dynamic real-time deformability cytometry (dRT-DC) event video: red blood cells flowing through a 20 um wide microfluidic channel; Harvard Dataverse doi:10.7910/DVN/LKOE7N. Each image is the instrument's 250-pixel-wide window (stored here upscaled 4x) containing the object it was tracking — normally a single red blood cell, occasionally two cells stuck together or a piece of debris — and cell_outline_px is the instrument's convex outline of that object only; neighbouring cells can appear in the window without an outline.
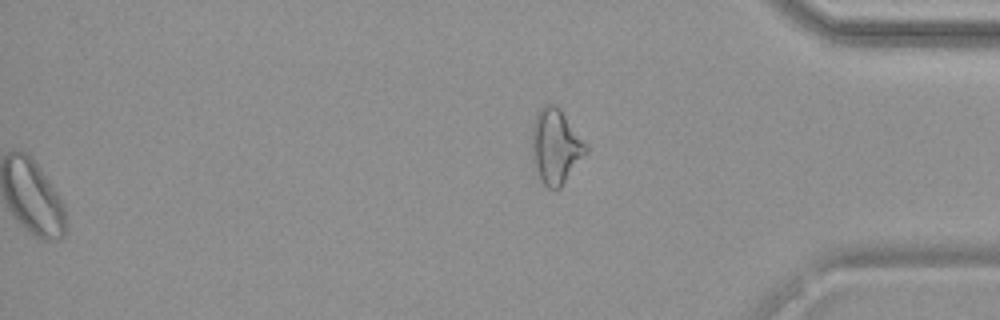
{"species": "common noctule bat (a hibernating species)", "species_latin": "Nyctalus noctula", "temperature_condition": "warm", "stored_images_in_passage": 50, "segment_of_instrument_passage": [2, 2], "camera_frame_rate_fps": 3000, "um_per_image_px": 0.085, "animal": {"sex": "female", "body_mass_g": 19.9}, "frame": {"image": 1, "passage_image": 50, "time_ms": 16.333, "image_size_px": [1000, 320], "cell_outline_px": [[588, 152], [560, 188], [548, 188], [540, 180], [532, 160], [532, 128], [536, 112], [544, 104], [556, 104], [560, 108], [588, 144]], "centroid_in_image_um": [47.24, 12.42], "position_along_channel_um": 388.0, "area_um2": 23.87}}